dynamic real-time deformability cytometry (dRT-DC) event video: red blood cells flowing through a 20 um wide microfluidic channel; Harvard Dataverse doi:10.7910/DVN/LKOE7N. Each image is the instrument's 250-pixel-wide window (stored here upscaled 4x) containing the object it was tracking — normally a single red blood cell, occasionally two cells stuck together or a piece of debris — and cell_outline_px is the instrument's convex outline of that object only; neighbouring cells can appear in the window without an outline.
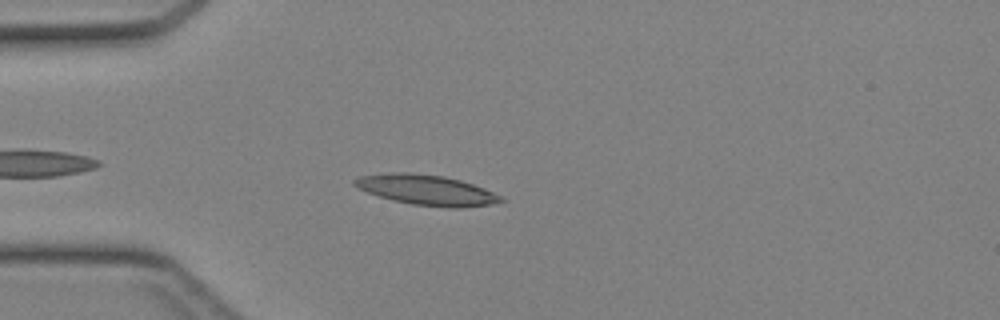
{"species": "Egyptian fruit bat (a non-hibernating species)", "species_latin": "Rousettus aegyptiacus", "temperature_condition": "cold", "stored_images_in_passage": 31, "camera_frame_rate_fps": 3000, "um_per_image_px": 0.085, "animal": {"sex": "female"}, "frame": {"image": 1, "passage_image": 4, "time_ms": 1.0, "image_size_px": [1000, 320], "cell_outline_px": [[504, 200], [492, 204], [460, 208], [448, 208], [412, 204], [392, 200], [368, 192], [352, 184], [352, 180], [360, 176], [392, 172], [412, 172], [444, 176], [460, 180], [484, 188], [500, 196]], "centroid_in_image_um": [36.24, 16.14], "position_along_channel_um": 48.8, "area_um2": 25.66}}
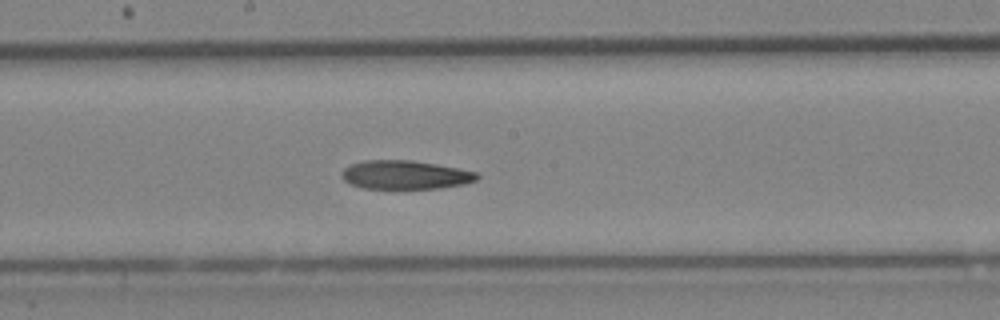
{"frame": {"image": 2, "passage_image": 16, "time_ms": 5.0, "image_size_px": [1000, 320], "cell_outline_px": [[480, 176], [476, 180], [464, 184], [440, 188], [364, 188], [348, 184], [344, 180], [344, 168], [352, 164], [364, 160], [412, 160], [460, 168], [476, 172]], "centroid_in_image_um": [34.47, 14.86], "position_along_channel_um": 213.7, "area_um2": 22.48}}
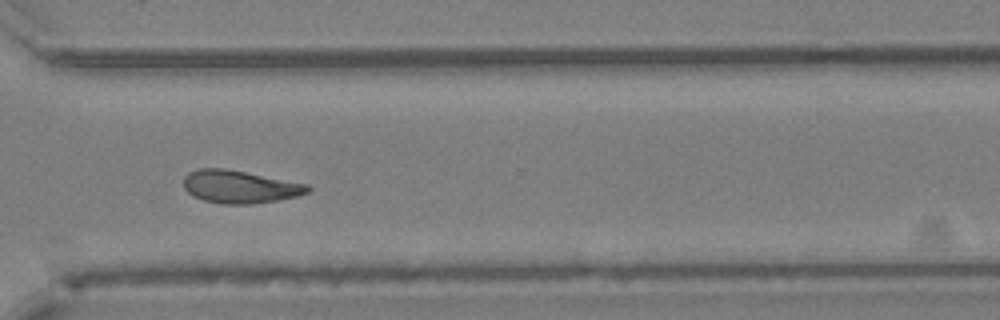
{"frame": {"image": 3, "passage_image": 25, "time_ms": 8.0, "image_size_px": [1000, 320], "cell_outline_px": [[312, 188], [308, 192], [296, 196], [276, 200], [252, 204], [220, 204], [204, 200], [192, 196], [184, 188], [184, 176], [188, 172], [196, 168], [224, 168], [308, 184]], "centroid_in_image_um": [20.34, 15.87], "position_along_channel_um": 350.3, "area_um2": 23.7}}